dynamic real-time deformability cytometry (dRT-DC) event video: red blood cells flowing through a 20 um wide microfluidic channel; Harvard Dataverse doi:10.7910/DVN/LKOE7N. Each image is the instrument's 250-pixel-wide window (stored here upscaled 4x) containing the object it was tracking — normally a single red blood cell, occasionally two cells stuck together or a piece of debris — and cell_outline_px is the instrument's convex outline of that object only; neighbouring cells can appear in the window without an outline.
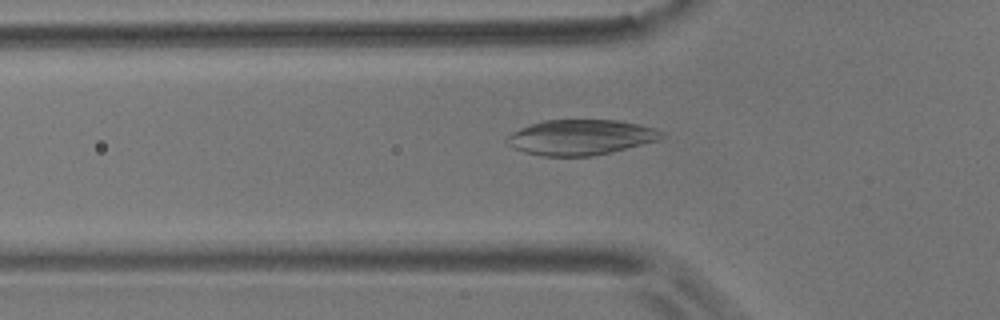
{"species": "common noctule bat (a hibernating species)", "species_latin": "Nyctalus noctula", "temperature_condition": "room temperature", "stored_images_in_passage": 45, "camera_frame_rate_fps": 3000, "um_per_image_px": 0.085, "animal": {"sex": "male", "body_mass_g": 17.9}, "frame": {"image": 1, "passage_image": 7, "time_ms": 2.0, "image_size_px": [1000, 320], "cell_outline_px": [[664, 136], [660, 140], [612, 152], [592, 156], [540, 156], [524, 152], [512, 148], [504, 140], [512, 132], [520, 128], [544, 120], [620, 120], [640, 124], [664, 132]], "centroid_in_image_um": [49.36, 11.67], "position_along_channel_um": 76.4, "area_um2": 32.02}}
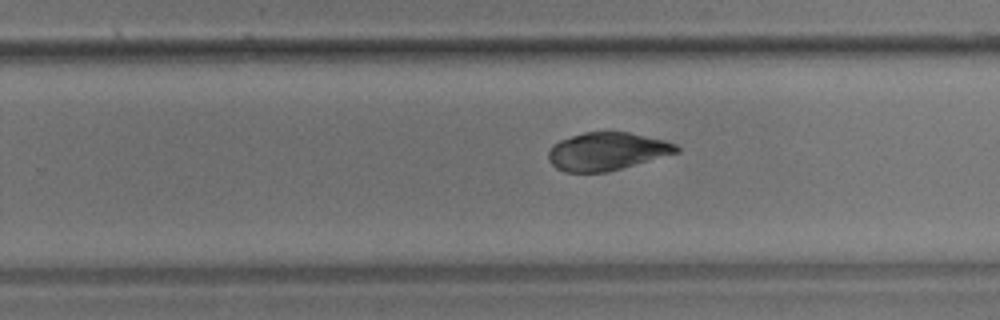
{"frame": {"image": 2, "passage_image": 24, "time_ms": 7.667, "image_size_px": [1000, 320], "cell_outline_px": [[680, 152], [620, 168], [604, 172], [564, 172], [556, 168], [548, 160], [548, 152], [552, 144], [560, 140], [584, 132], [628, 132], [664, 140], [676, 144], [680, 148]], "centroid_in_image_um": [51.57, 12.86], "position_along_channel_um": 278.2, "area_um2": 28.09}}
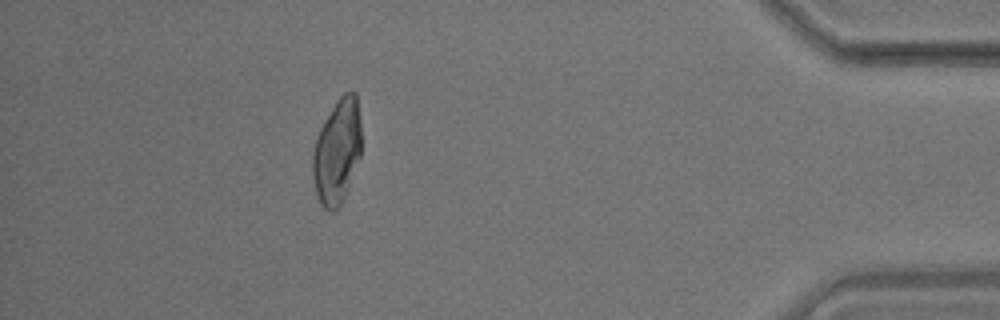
{"frame": {"image": 3, "passage_image": 39, "time_ms": 12.667, "image_size_px": [1000, 320], "cell_outline_px": [[360, 156], [344, 196], [340, 204], [332, 212], [324, 208], [320, 204], [316, 192], [312, 172], [312, 152], [316, 136], [320, 128], [332, 108], [340, 96], [344, 92], [356, 92], [360, 120]], "centroid_in_image_um": [28.63, 12.87], "position_along_channel_um": 406.6, "area_um2": 29.36}, "authors_computed_cell_mechanics": {"area_um2": 29.7092, "velocity_mm_per_s": 3.5462, "shape_relaxation_time_tau1_ms": 6.9616, "shape_relaxation_time_tau2_ms": 1.5879, "deformation_change_tau1": 0.1313, "deformation_change_tau2": 0.0455}}